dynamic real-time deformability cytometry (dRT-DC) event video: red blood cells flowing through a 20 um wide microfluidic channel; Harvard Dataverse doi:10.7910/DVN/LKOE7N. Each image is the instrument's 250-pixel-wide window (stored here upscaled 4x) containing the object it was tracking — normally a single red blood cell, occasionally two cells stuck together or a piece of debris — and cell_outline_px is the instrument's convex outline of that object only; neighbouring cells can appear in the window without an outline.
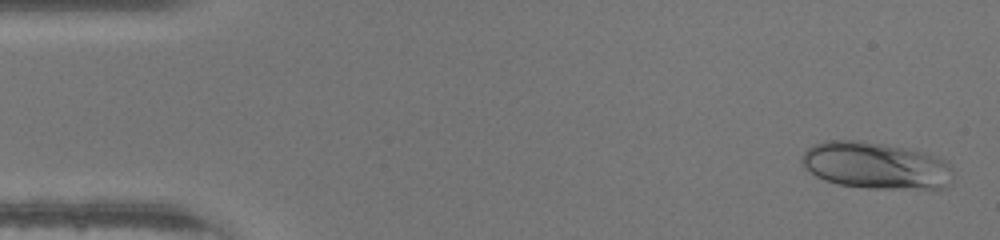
{"species": "human", "species_latin": "Homo sapiens", "temperature_condition": "warm", "stored_images_in_passage": 46, "camera_frame_rate_fps": 3000, "um_per_image_px": 0.085, "donor": {"sex": "male"}, "frame": {"image": 1, "passage_image": 2, "time_ms": 0.333, "image_size_px": [1000, 240], "cell_outline_px": [[952, 180], [944, 188], [868, 188], [836, 184], [824, 180], [816, 176], [804, 168], [800, 160], [800, 156], [812, 144], [824, 140], [864, 140], [924, 152], [948, 164], [952, 168]], "centroid_in_image_um": [74.36, 14.06], "position_along_channel_um": 10.6, "area_um2": 41.33}}
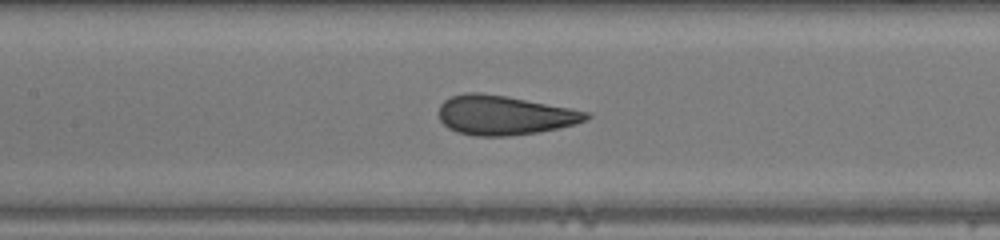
{"frame": {"image": 2, "passage_image": 21, "time_ms": 6.667, "image_size_px": [1000, 240], "cell_outline_px": [[592, 116], [576, 124], [536, 132], [504, 136], [476, 136], [460, 132], [448, 128], [440, 120], [440, 104], [444, 100], [452, 96], [464, 92], [480, 92], [504, 96], [568, 108], [588, 112]], "centroid_in_image_um": [42.82, 9.79], "position_along_channel_um": 164.6, "area_um2": 33.23}}
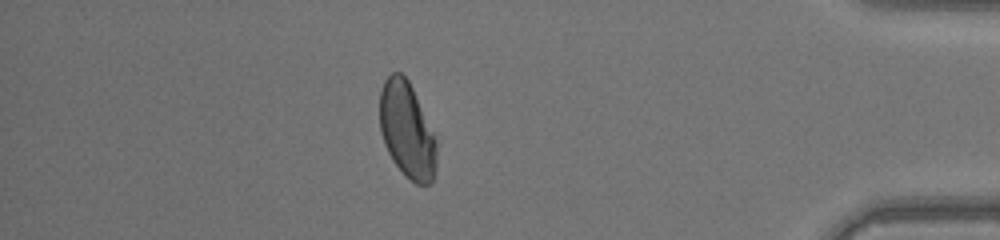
{"frame": {"image": 3, "passage_image": 40, "time_ms": 13.0, "image_size_px": [1000, 240], "cell_outline_px": [[436, 168], [432, 184], [416, 184], [404, 176], [392, 160], [384, 144], [380, 132], [380, 92], [384, 80], [392, 72], [400, 72], [408, 80], [412, 88], [436, 140]], "centroid_in_image_um": [34.58, 11.11], "position_along_channel_um": 400.6, "area_um2": 31.67}}